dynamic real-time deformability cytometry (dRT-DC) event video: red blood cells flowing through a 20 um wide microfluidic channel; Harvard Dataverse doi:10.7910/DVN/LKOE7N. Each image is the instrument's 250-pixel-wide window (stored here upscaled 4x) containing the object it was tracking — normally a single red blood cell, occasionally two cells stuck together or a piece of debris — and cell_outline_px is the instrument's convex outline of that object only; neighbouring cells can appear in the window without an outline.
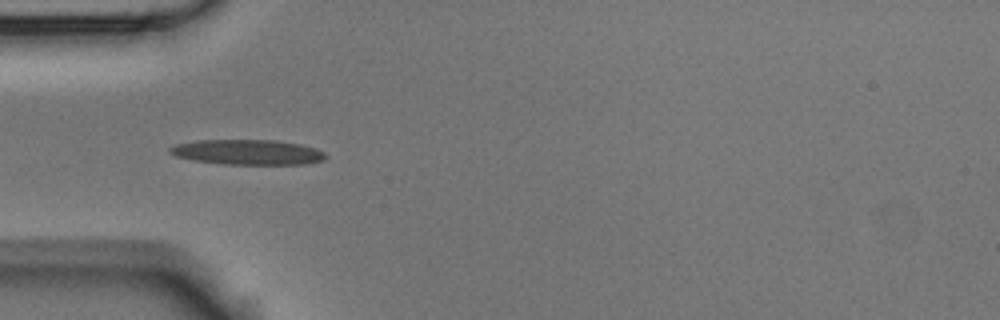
{"species": "Egyptian fruit bat (a non-hibernating species)", "species_latin": "Rousettus aegyptiacus", "temperature_condition": "room temperature", "stored_images_in_passage": 6, "camera_frame_rate_fps": 3000, "um_per_image_px": 0.085, "animal": {"sex": "male"}, "frame": {"image": 1, "passage_image": 5, "time_ms": 1.333, "image_size_px": [1000, 320], "cell_outline_px": [[328, 156], [324, 160], [304, 164], [224, 164], [196, 160], [176, 156], [168, 152], [168, 148], [176, 144], [196, 140], [276, 140], [300, 144], [316, 148], [324, 152]], "centroid_in_image_um": [21.07, 12.93], "position_along_channel_um": 63.9, "area_um2": 22.77}}
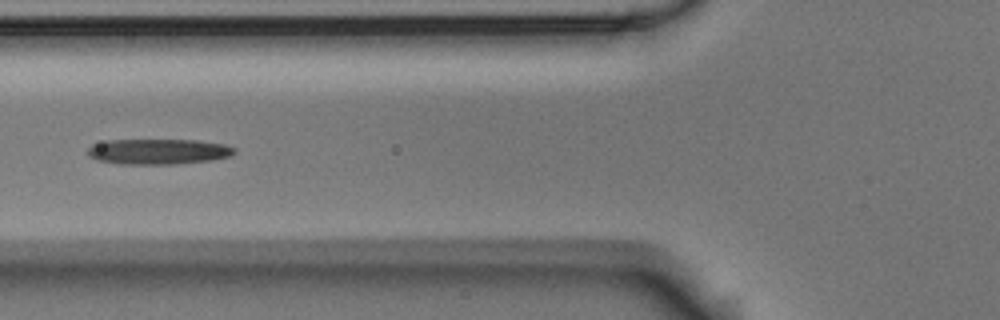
{"frame": {"image": 2, "passage_image": 6, "time_ms": 1.667, "image_size_px": [1000, 320], "cell_outline_px": [[236, 152], [232, 156], [212, 160], [172, 164], [116, 164], [96, 160], [88, 156], [88, 148], [92, 144], [108, 140], [196, 140], [224, 144], [236, 148]], "centroid_in_image_um": [13.45, 12.88], "position_along_channel_um": 112.4, "area_um2": 21.96}}